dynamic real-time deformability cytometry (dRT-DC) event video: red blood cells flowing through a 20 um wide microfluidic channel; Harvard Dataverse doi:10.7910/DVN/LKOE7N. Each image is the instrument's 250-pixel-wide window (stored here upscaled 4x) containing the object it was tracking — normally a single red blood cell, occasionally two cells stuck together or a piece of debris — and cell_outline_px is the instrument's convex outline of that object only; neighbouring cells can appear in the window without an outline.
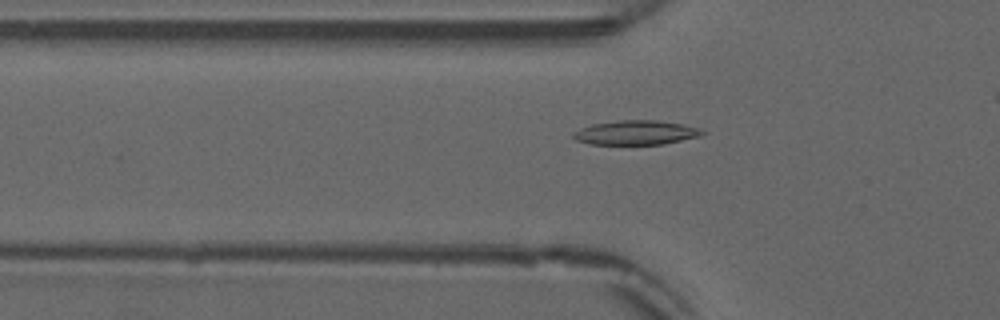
{"species": "common noctule bat (a hibernating species)", "species_latin": "Nyctalus noctula", "temperature_condition": "warm", "stored_images_in_passage": 42, "camera_frame_rate_fps": 3000, "um_per_image_px": 0.085, "animal": {"sex": "male", "forearm_length_mm": 52.5}, "frame": {"image": 1, "passage_image": 13, "time_ms": 4.0, "image_size_px": [1000, 320], "cell_outline_px": [[704, 132], [700, 136], [664, 144], [588, 144], [576, 140], [572, 136], [572, 132], [580, 128], [592, 124], [620, 120], [656, 120], [684, 124], [700, 128]], "centroid_in_image_um": [54.03, 11.27], "position_along_channel_um": 71.8, "area_um2": 18.32}}
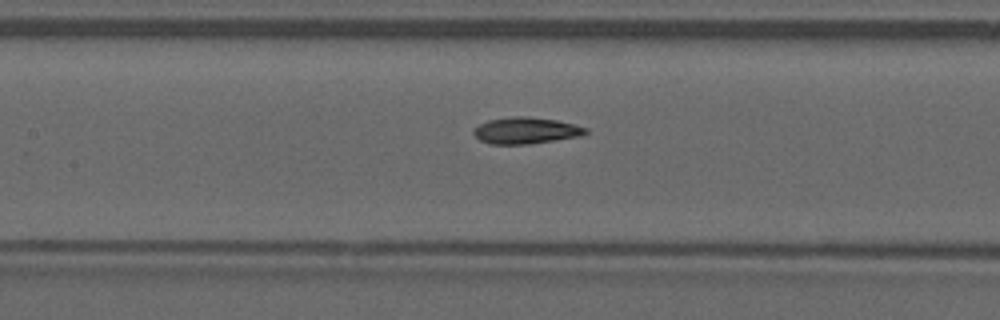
{"frame": {"image": 2, "passage_image": 20, "time_ms": 6.333, "image_size_px": [1000, 320], "cell_outline_px": [[588, 132], [580, 136], [528, 144], [492, 144], [480, 140], [472, 132], [480, 124], [488, 120], [512, 116], [528, 116], [556, 120], [588, 128]], "centroid_in_image_um": [44.7, 11.09], "position_along_channel_um": 162.7, "area_um2": 17.11}}
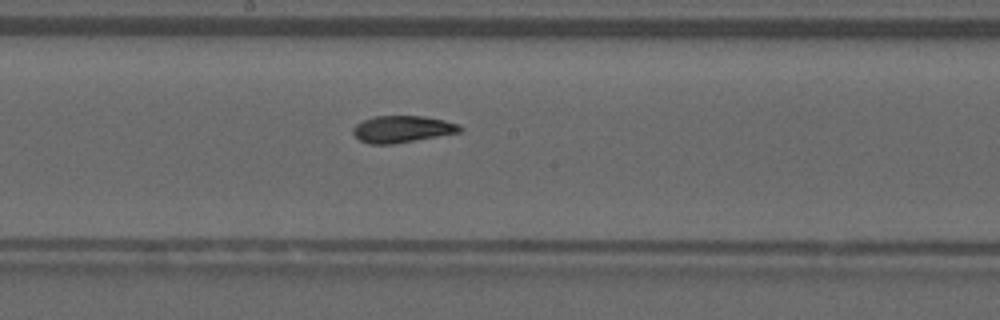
{"frame": {"image": 3, "passage_image": 24, "time_ms": 7.667, "image_size_px": [1000, 320], "cell_outline_px": [[464, 128], [460, 132], [392, 144], [368, 144], [360, 140], [352, 132], [352, 128], [356, 124], [364, 120], [376, 116], [424, 116], [444, 120], [460, 124]], "centroid_in_image_um": [34.2, 10.97], "position_along_channel_um": 214.0, "area_um2": 16.65}}